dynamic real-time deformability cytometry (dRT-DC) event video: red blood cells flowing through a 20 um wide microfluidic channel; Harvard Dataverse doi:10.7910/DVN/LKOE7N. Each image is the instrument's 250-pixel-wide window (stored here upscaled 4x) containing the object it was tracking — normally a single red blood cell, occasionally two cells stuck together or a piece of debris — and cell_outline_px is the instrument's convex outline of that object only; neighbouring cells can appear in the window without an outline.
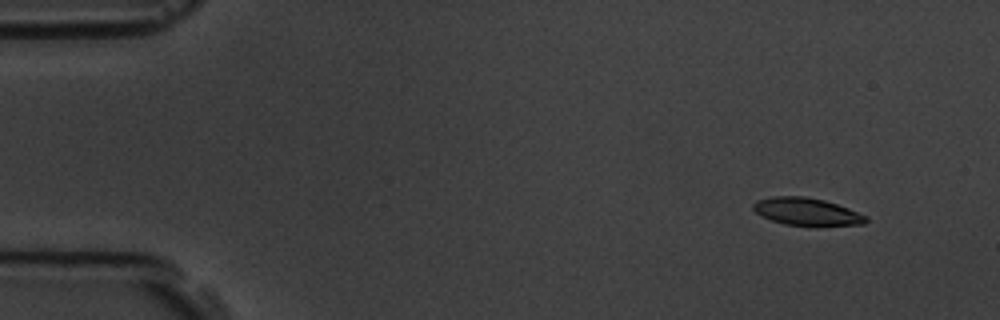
{"species": "common noctule bat (a hibernating species)", "species_latin": "Nyctalus noctula", "temperature_condition": "room temperature", "stored_images_in_passage": 4, "camera_frame_rate_fps": 3000, "um_per_image_px": 0.085, "animal": {"sex": "male", "body_mass_g": 19.5, "forearm_length_mm": 54.6}, "frame": {"image": 1, "passage_image": 1, "time_ms": 0.0, "image_size_px": [1000, 320], "cell_outline_px": [[868, 220], [864, 224], [784, 224], [760, 216], [752, 208], [752, 204], [756, 200], [772, 196], [804, 196], [824, 200], [848, 208], [868, 216]], "centroid_in_image_um": [68.52, 17.95], "position_along_channel_um": 16.5, "area_um2": 17.63}}
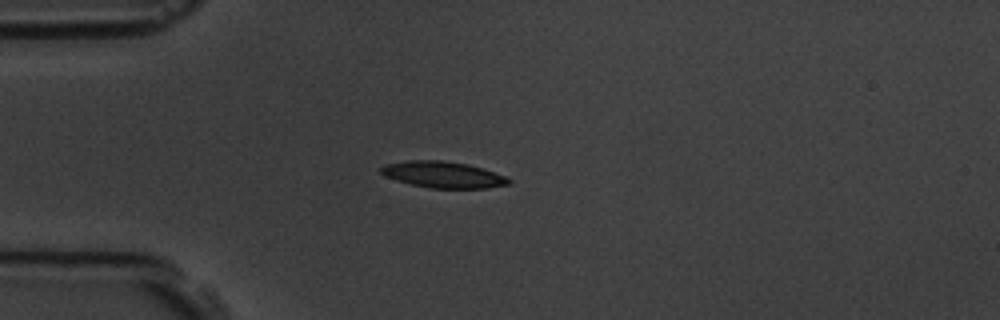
{"frame": {"image": 2, "passage_image": 4, "time_ms": 3.333, "image_size_px": [1000, 320], "cell_outline_px": [[512, 180], [508, 184], [488, 188], [428, 188], [396, 180], [384, 176], [380, 172], [380, 168], [384, 164], [408, 160], [444, 160], [468, 164], [504, 176]], "centroid_in_image_um": [37.61, 14.84], "position_along_channel_um": 47.4, "area_um2": 19.54}}